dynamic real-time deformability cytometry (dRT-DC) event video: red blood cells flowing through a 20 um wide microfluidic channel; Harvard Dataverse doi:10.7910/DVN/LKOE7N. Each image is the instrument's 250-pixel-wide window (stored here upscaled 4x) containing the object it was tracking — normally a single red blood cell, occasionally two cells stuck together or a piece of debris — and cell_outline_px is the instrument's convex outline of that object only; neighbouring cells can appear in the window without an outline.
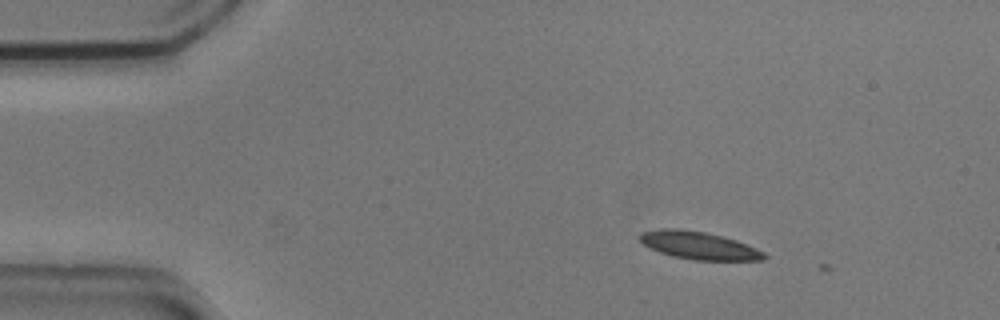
{"species": "common noctule bat (a hibernating species)", "species_latin": "Nyctalus noctula", "temperature_condition": "cold", "stored_images_in_passage": 5, "camera_frame_rate_fps": 3000, "um_per_image_px": 0.085, "animal": {"sex": "male", "body_mass_g": 20.5, "forearm_length_mm": 52.5}, "frame": {"image": 1, "passage_image": 2, "time_ms": 0.333, "image_size_px": [1000, 320], "cell_outline_px": [[768, 256], [764, 260], [696, 260], [672, 256], [660, 252], [644, 244], [640, 240], [640, 232], [660, 228], [676, 228], [704, 232], [724, 236], [736, 240], [756, 248], [764, 252]], "centroid_in_image_um": [59.42, 20.86], "position_along_channel_um": 25.6, "area_um2": 20.0}}